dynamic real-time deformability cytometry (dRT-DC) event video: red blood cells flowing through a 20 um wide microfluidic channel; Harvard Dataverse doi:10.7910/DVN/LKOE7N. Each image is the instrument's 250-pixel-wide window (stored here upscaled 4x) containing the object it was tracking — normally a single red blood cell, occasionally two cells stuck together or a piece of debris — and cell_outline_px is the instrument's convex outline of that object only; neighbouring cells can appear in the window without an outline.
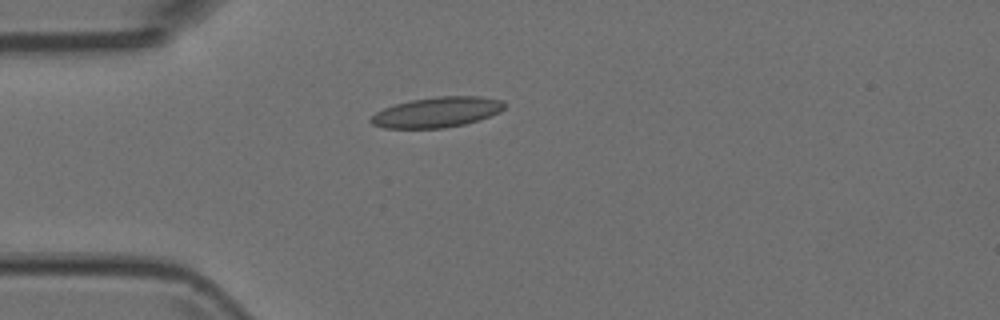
{"species": "Egyptian fruit bat (a non-hibernating species)", "species_latin": "Rousettus aegyptiacus", "temperature_condition": "room temperature", "stored_images_in_passage": 1, "camera_frame_rate_fps": 3000, "um_per_image_px": 0.085, "animal": {"sex": "female"}, "frame": {"image": 1, "passage_image": 1, "time_ms": 0.0, "image_size_px": [1000, 320], "cell_outline_px": [[504, 108], [500, 112], [480, 120], [464, 124], [444, 128], [384, 128], [372, 124], [368, 120], [376, 112], [384, 108], [396, 104], [412, 100], [440, 96], [480, 96], [500, 100], [504, 104]], "centroid_in_image_um": [37.14, 9.54], "position_along_channel_um": 47.9, "area_um2": 23.47}}